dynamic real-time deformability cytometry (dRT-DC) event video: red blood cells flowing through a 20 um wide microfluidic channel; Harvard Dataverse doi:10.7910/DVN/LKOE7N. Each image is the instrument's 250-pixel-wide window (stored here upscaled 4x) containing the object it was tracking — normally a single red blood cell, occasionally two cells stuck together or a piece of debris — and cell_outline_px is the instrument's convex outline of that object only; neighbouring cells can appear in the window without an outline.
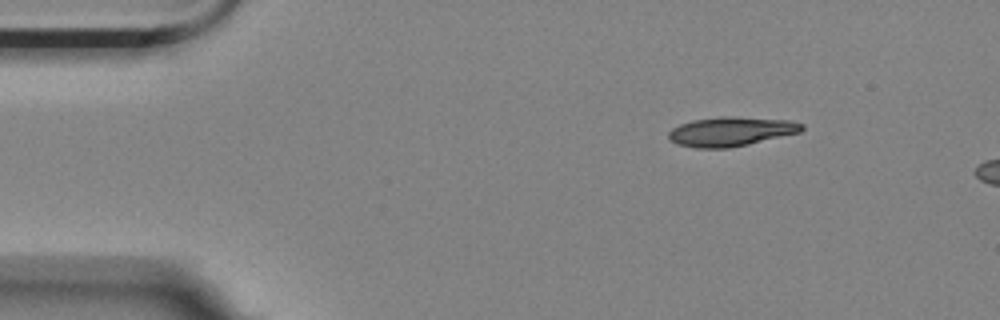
{"species": "Egyptian fruit bat (a non-hibernating species)", "species_latin": "Rousettus aegyptiacus", "temperature_condition": "room temperature", "stored_images_in_passage": 2, "camera_frame_rate_fps": 3000, "um_per_image_px": 0.085, "animal": {"sex": "female"}, "frame": {"image": 1, "passage_image": 1, "time_ms": 0.0, "image_size_px": [1000, 320], "cell_outline_px": [[804, 128], [800, 132], [748, 144], [728, 148], [696, 148], [676, 144], [668, 140], [668, 132], [672, 128], [680, 124], [692, 120], [720, 116], [736, 116], [792, 120], [804, 124]], "centroid_in_image_um": [62.11, 11.17], "position_along_channel_um": 22.9, "area_um2": 23.0}}